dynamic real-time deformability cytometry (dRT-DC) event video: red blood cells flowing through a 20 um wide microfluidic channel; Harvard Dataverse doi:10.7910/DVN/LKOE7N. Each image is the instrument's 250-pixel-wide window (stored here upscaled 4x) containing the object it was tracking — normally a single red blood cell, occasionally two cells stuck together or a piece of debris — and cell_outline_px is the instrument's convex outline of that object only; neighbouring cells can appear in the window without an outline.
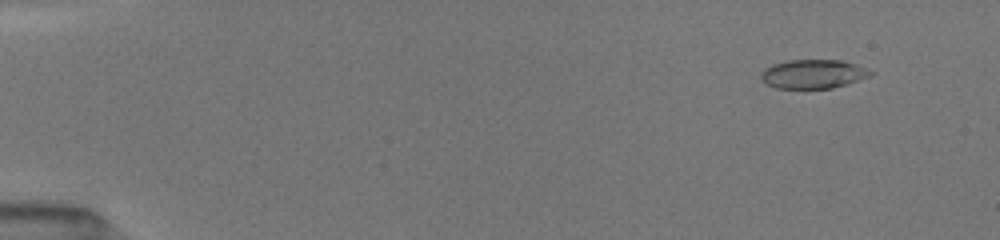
{"species": "common noctule bat (a hibernating species)", "species_latin": "Nyctalus noctula", "temperature_condition": "room temperature", "stored_images_in_passage": 12, "camera_frame_rate_fps": 3000, "um_per_image_px": 0.085, "animal": {"sex": "female", "body_mass_g": 19.5, "forearm_length_mm": 54.1}, "frame": {"image": 1, "passage_image": 4, "time_ms": 1.0, "image_size_px": [1000, 240], "cell_outline_px": [[876, 72], [872, 76], [848, 84], [832, 88], [776, 88], [768, 84], [760, 76], [760, 72], [764, 68], [772, 64], [788, 60], [840, 60]], "centroid_in_image_um": [69.13, 6.29], "position_along_channel_um": 15.9, "area_um2": 18.44}}
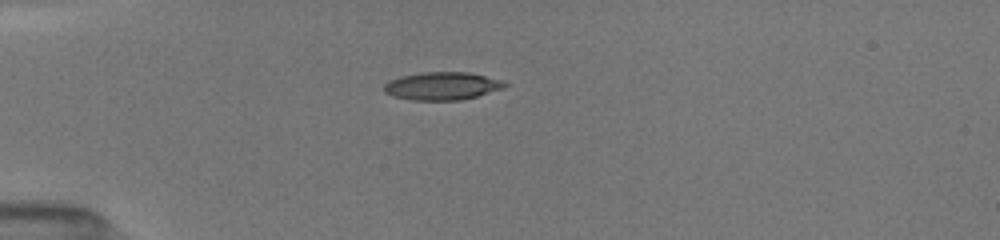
{"frame": {"image": 2, "passage_image": 9, "time_ms": 4.333, "image_size_px": [1000, 240], "cell_outline_px": [[508, 84], [504, 88], [476, 96], [460, 100], [412, 100], [392, 96], [384, 92], [384, 84], [388, 80], [400, 76], [420, 72], [468, 72], [500, 80]], "centroid_in_image_um": [37.53, 7.3], "position_along_channel_um": 47.5, "area_um2": 19.59}}
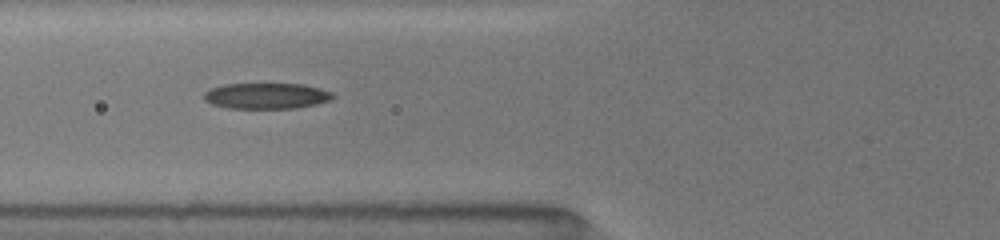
{"frame": {"image": 3, "passage_image": 11, "time_ms": 6.333, "image_size_px": [1000, 240], "cell_outline_px": [[336, 96], [332, 100], [316, 104], [296, 108], [228, 108], [212, 104], [204, 100], [204, 92], [212, 88], [224, 84], [304, 84], [320, 88], [332, 92]], "centroid_in_image_um": [22.68, 8.15], "position_along_channel_um": 103.1, "area_um2": 19.48}}